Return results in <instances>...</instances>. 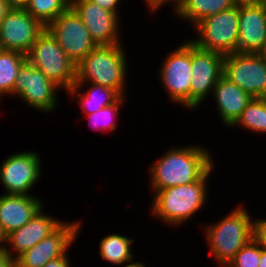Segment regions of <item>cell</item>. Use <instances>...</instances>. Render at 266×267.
<instances>
[{
    "instance_id": "obj_9",
    "label": "cell",
    "mask_w": 266,
    "mask_h": 267,
    "mask_svg": "<svg viewBox=\"0 0 266 267\" xmlns=\"http://www.w3.org/2000/svg\"><path fill=\"white\" fill-rule=\"evenodd\" d=\"M165 57L159 75L169 100L190 110L191 41H184Z\"/></svg>"
},
{
    "instance_id": "obj_30",
    "label": "cell",
    "mask_w": 266,
    "mask_h": 267,
    "mask_svg": "<svg viewBox=\"0 0 266 267\" xmlns=\"http://www.w3.org/2000/svg\"><path fill=\"white\" fill-rule=\"evenodd\" d=\"M94 4H97L99 7L111 11L113 13H116L117 15H120L118 12V4H120L122 0H90Z\"/></svg>"
},
{
    "instance_id": "obj_18",
    "label": "cell",
    "mask_w": 266,
    "mask_h": 267,
    "mask_svg": "<svg viewBox=\"0 0 266 267\" xmlns=\"http://www.w3.org/2000/svg\"><path fill=\"white\" fill-rule=\"evenodd\" d=\"M43 206L41 199L33 195L1 194L0 225L9 235L26 225Z\"/></svg>"
},
{
    "instance_id": "obj_15",
    "label": "cell",
    "mask_w": 266,
    "mask_h": 267,
    "mask_svg": "<svg viewBox=\"0 0 266 267\" xmlns=\"http://www.w3.org/2000/svg\"><path fill=\"white\" fill-rule=\"evenodd\" d=\"M70 7L84 22L97 45L123 44L119 35L120 17L116 13L105 10L90 0H70Z\"/></svg>"
},
{
    "instance_id": "obj_8",
    "label": "cell",
    "mask_w": 266,
    "mask_h": 267,
    "mask_svg": "<svg viewBox=\"0 0 266 267\" xmlns=\"http://www.w3.org/2000/svg\"><path fill=\"white\" fill-rule=\"evenodd\" d=\"M222 75L253 98H266V62L260 53L224 55Z\"/></svg>"
},
{
    "instance_id": "obj_25",
    "label": "cell",
    "mask_w": 266,
    "mask_h": 267,
    "mask_svg": "<svg viewBox=\"0 0 266 267\" xmlns=\"http://www.w3.org/2000/svg\"><path fill=\"white\" fill-rule=\"evenodd\" d=\"M69 7L70 0H29L24 9L46 27Z\"/></svg>"
},
{
    "instance_id": "obj_11",
    "label": "cell",
    "mask_w": 266,
    "mask_h": 267,
    "mask_svg": "<svg viewBox=\"0 0 266 267\" xmlns=\"http://www.w3.org/2000/svg\"><path fill=\"white\" fill-rule=\"evenodd\" d=\"M40 154L33 151L9 155L0 166V183L4 194L30 195L42 172Z\"/></svg>"
},
{
    "instance_id": "obj_31",
    "label": "cell",
    "mask_w": 266,
    "mask_h": 267,
    "mask_svg": "<svg viewBox=\"0 0 266 267\" xmlns=\"http://www.w3.org/2000/svg\"><path fill=\"white\" fill-rule=\"evenodd\" d=\"M70 260L68 254L47 262L43 267H71Z\"/></svg>"
},
{
    "instance_id": "obj_5",
    "label": "cell",
    "mask_w": 266,
    "mask_h": 267,
    "mask_svg": "<svg viewBox=\"0 0 266 267\" xmlns=\"http://www.w3.org/2000/svg\"><path fill=\"white\" fill-rule=\"evenodd\" d=\"M27 60L57 86L68 91L76 82V65L45 29L33 43Z\"/></svg>"
},
{
    "instance_id": "obj_17",
    "label": "cell",
    "mask_w": 266,
    "mask_h": 267,
    "mask_svg": "<svg viewBox=\"0 0 266 267\" xmlns=\"http://www.w3.org/2000/svg\"><path fill=\"white\" fill-rule=\"evenodd\" d=\"M43 209L44 207H42L26 225L11 232L7 236L8 246L6 251L10 257L16 260L21 254L31 249L44 237L53 233L64 222L62 219H57L56 217L46 214ZM13 254H15L16 257H13Z\"/></svg>"
},
{
    "instance_id": "obj_20",
    "label": "cell",
    "mask_w": 266,
    "mask_h": 267,
    "mask_svg": "<svg viewBox=\"0 0 266 267\" xmlns=\"http://www.w3.org/2000/svg\"><path fill=\"white\" fill-rule=\"evenodd\" d=\"M236 4V0H185L174 13L175 17L194 27L202 19L229 10Z\"/></svg>"
},
{
    "instance_id": "obj_3",
    "label": "cell",
    "mask_w": 266,
    "mask_h": 267,
    "mask_svg": "<svg viewBox=\"0 0 266 267\" xmlns=\"http://www.w3.org/2000/svg\"><path fill=\"white\" fill-rule=\"evenodd\" d=\"M214 165L198 180L190 184L159 189L153 194L152 216L173 226H181L195 216L207 202L208 176Z\"/></svg>"
},
{
    "instance_id": "obj_2",
    "label": "cell",
    "mask_w": 266,
    "mask_h": 267,
    "mask_svg": "<svg viewBox=\"0 0 266 267\" xmlns=\"http://www.w3.org/2000/svg\"><path fill=\"white\" fill-rule=\"evenodd\" d=\"M123 44L98 45L76 65V88L87 83L98 84L115 90L126 97L127 62Z\"/></svg>"
},
{
    "instance_id": "obj_33",
    "label": "cell",
    "mask_w": 266,
    "mask_h": 267,
    "mask_svg": "<svg viewBox=\"0 0 266 267\" xmlns=\"http://www.w3.org/2000/svg\"><path fill=\"white\" fill-rule=\"evenodd\" d=\"M10 8L24 9L29 0H6Z\"/></svg>"
},
{
    "instance_id": "obj_1",
    "label": "cell",
    "mask_w": 266,
    "mask_h": 267,
    "mask_svg": "<svg viewBox=\"0 0 266 267\" xmlns=\"http://www.w3.org/2000/svg\"><path fill=\"white\" fill-rule=\"evenodd\" d=\"M204 147L187 145L168 149L151 165L150 185L153 192L198 181L213 165V156Z\"/></svg>"
},
{
    "instance_id": "obj_6",
    "label": "cell",
    "mask_w": 266,
    "mask_h": 267,
    "mask_svg": "<svg viewBox=\"0 0 266 267\" xmlns=\"http://www.w3.org/2000/svg\"><path fill=\"white\" fill-rule=\"evenodd\" d=\"M239 2L231 9L208 16L193 28L197 38L190 41L203 50L228 55L237 52Z\"/></svg>"
},
{
    "instance_id": "obj_36",
    "label": "cell",
    "mask_w": 266,
    "mask_h": 267,
    "mask_svg": "<svg viewBox=\"0 0 266 267\" xmlns=\"http://www.w3.org/2000/svg\"><path fill=\"white\" fill-rule=\"evenodd\" d=\"M258 267H266V249L261 247V257L259 260V266Z\"/></svg>"
},
{
    "instance_id": "obj_34",
    "label": "cell",
    "mask_w": 266,
    "mask_h": 267,
    "mask_svg": "<svg viewBox=\"0 0 266 267\" xmlns=\"http://www.w3.org/2000/svg\"><path fill=\"white\" fill-rule=\"evenodd\" d=\"M10 9L11 8L8 6L6 0H0V23L3 21L4 17Z\"/></svg>"
},
{
    "instance_id": "obj_10",
    "label": "cell",
    "mask_w": 266,
    "mask_h": 267,
    "mask_svg": "<svg viewBox=\"0 0 266 267\" xmlns=\"http://www.w3.org/2000/svg\"><path fill=\"white\" fill-rule=\"evenodd\" d=\"M45 29L75 65L98 46L91 38L84 22L71 7L49 23Z\"/></svg>"
},
{
    "instance_id": "obj_21",
    "label": "cell",
    "mask_w": 266,
    "mask_h": 267,
    "mask_svg": "<svg viewBox=\"0 0 266 267\" xmlns=\"http://www.w3.org/2000/svg\"><path fill=\"white\" fill-rule=\"evenodd\" d=\"M90 84L91 86H89L87 91L82 92L80 88H76L75 86H72L67 91L74 98L77 97L81 110L86 115L114 104L121 97L115 90L94 83Z\"/></svg>"
},
{
    "instance_id": "obj_32",
    "label": "cell",
    "mask_w": 266,
    "mask_h": 267,
    "mask_svg": "<svg viewBox=\"0 0 266 267\" xmlns=\"http://www.w3.org/2000/svg\"><path fill=\"white\" fill-rule=\"evenodd\" d=\"M0 267H16L15 259L10 257L6 250L0 251Z\"/></svg>"
},
{
    "instance_id": "obj_28",
    "label": "cell",
    "mask_w": 266,
    "mask_h": 267,
    "mask_svg": "<svg viewBox=\"0 0 266 267\" xmlns=\"http://www.w3.org/2000/svg\"><path fill=\"white\" fill-rule=\"evenodd\" d=\"M254 238L259 242L262 248L266 249V219L255 218Z\"/></svg>"
},
{
    "instance_id": "obj_13",
    "label": "cell",
    "mask_w": 266,
    "mask_h": 267,
    "mask_svg": "<svg viewBox=\"0 0 266 267\" xmlns=\"http://www.w3.org/2000/svg\"><path fill=\"white\" fill-rule=\"evenodd\" d=\"M82 222H63L53 233L44 237L15 260L16 267H43L67 253L81 231Z\"/></svg>"
},
{
    "instance_id": "obj_35",
    "label": "cell",
    "mask_w": 266,
    "mask_h": 267,
    "mask_svg": "<svg viewBox=\"0 0 266 267\" xmlns=\"http://www.w3.org/2000/svg\"><path fill=\"white\" fill-rule=\"evenodd\" d=\"M7 234L0 225V251L7 248ZM6 244V245H5Z\"/></svg>"
},
{
    "instance_id": "obj_24",
    "label": "cell",
    "mask_w": 266,
    "mask_h": 267,
    "mask_svg": "<svg viewBox=\"0 0 266 267\" xmlns=\"http://www.w3.org/2000/svg\"><path fill=\"white\" fill-rule=\"evenodd\" d=\"M238 125L251 132L266 133V98H252L231 127Z\"/></svg>"
},
{
    "instance_id": "obj_19",
    "label": "cell",
    "mask_w": 266,
    "mask_h": 267,
    "mask_svg": "<svg viewBox=\"0 0 266 267\" xmlns=\"http://www.w3.org/2000/svg\"><path fill=\"white\" fill-rule=\"evenodd\" d=\"M212 97L215 99L221 122L230 128L253 98L223 75L215 84Z\"/></svg>"
},
{
    "instance_id": "obj_26",
    "label": "cell",
    "mask_w": 266,
    "mask_h": 267,
    "mask_svg": "<svg viewBox=\"0 0 266 267\" xmlns=\"http://www.w3.org/2000/svg\"><path fill=\"white\" fill-rule=\"evenodd\" d=\"M125 97H120L114 104L103 107L97 112H94L89 115H85L89 121V127L91 126L92 130L95 131H111L114 132L116 130L115 120L114 118L119 117L120 106L124 105Z\"/></svg>"
},
{
    "instance_id": "obj_37",
    "label": "cell",
    "mask_w": 266,
    "mask_h": 267,
    "mask_svg": "<svg viewBox=\"0 0 266 267\" xmlns=\"http://www.w3.org/2000/svg\"><path fill=\"white\" fill-rule=\"evenodd\" d=\"M123 267H145V264H143L141 261H137V262H131V263H127V265L123 266Z\"/></svg>"
},
{
    "instance_id": "obj_7",
    "label": "cell",
    "mask_w": 266,
    "mask_h": 267,
    "mask_svg": "<svg viewBox=\"0 0 266 267\" xmlns=\"http://www.w3.org/2000/svg\"><path fill=\"white\" fill-rule=\"evenodd\" d=\"M59 89L40 69L26 60L19 69L12 96L16 95L33 109L51 114L59 104L56 96Z\"/></svg>"
},
{
    "instance_id": "obj_14",
    "label": "cell",
    "mask_w": 266,
    "mask_h": 267,
    "mask_svg": "<svg viewBox=\"0 0 266 267\" xmlns=\"http://www.w3.org/2000/svg\"><path fill=\"white\" fill-rule=\"evenodd\" d=\"M44 30L45 26L25 9L11 8L0 23L1 47L27 55Z\"/></svg>"
},
{
    "instance_id": "obj_39",
    "label": "cell",
    "mask_w": 266,
    "mask_h": 267,
    "mask_svg": "<svg viewBox=\"0 0 266 267\" xmlns=\"http://www.w3.org/2000/svg\"><path fill=\"white\" fill-rule=\"evenodd\" d=\"M260 54L263 57L264 61L266 62V43L264 45L263 50L260 52Z\"/></svg>"
},
{
    "instance_id": "obj_4",
    "label": "cell",
    "mask_w": 266,
    "mask_h": 267,
    "mask_svg": "<svg viewBox=\"0 0 266 267\" xmlns=\"http://www.w3.org/2000/svg\"><path fill=\"white\" fill-rule=\"evenodd\" d=\"M219 222L205 227L210 254L221 267H226L235 254L252 238L254 223L249 212L240 204Z\"/></svg>"
},
{
    "instance_id": "obj_16",
    "label": "cell",
    "mask_w": 266,
    "mask_h": 267,
    "mask_svg": "<svg viewBox=\"0 0 266 267\" xmlns=\"http://www.w3.org/2000/svg\"><path fill=\"white\" fill-rule=\"evenodd\" d=\"M237 52L260 53L266 43V13L256 1L239 2Z\"/></svg>"
},
{
    "instance_id": "obj_23",
    "label": "cell",
    "mask_w": 266,
    "mask_h": 267,
    "mask_svg": "<svg viewBox=\"0 0 266 267\" xmlns=\"http://www.w3.org/2000/svg\"><path fill=\"white\" fill-rule=\"evenodd\" d=\"M27 56L16 51L2 50L0 52V98L11 95L16 78Z\"/></svg>"
},
{
    "instance_id": "obj_40",
    "label": "cell",
    "mask_w": 266,
    "mask_h": 267,
    "mask_svg": "<svg viewBox=\"0 0 266 267\" xmlns=\"http://www.w3.org/2000/svg\"><path fill=\"white\" fill-rule=\"evenodd\" d=\"M252 1V0H238V2Z\"/></svg>"
},
{
    "instance_id": "obj_29",
    "label": "cell",
    "mask_w": 266,
    "mask_h": 267,
    "mask_svg": "<svg viewBox=\"0 0 266 267\" xmlns=\"http://www.w3.org/2000/svg\"><path fill=\"white\" fill-rule=\"evenodd\" d=\"M144 2L147 4L146 6H148L147 8L150 9L151 13L156 12L157 9L159 10L160 7L163 6L165 3L169 4L170 2L171 4V2H173V11H175L182 4V0H144Z\"/></svg>"
},
{
    "instance_id": "obj_22",
    "label": "cell",
    "mask_w": 266,
    "mask_h": 267,
    "mask_svg": "<svg viewBox=\"0 0 266 267\" xmlns=\"http://www.w3.org/2000/svg\"><path fill=\"white\" fill-rule=\"evenodd\" d=\"M99 254L105 262L112 265L121 266L124 263H131L134 255L132 254V245L134 238H129L122 234H109L100 241Z\"/></svg>"
},
{
    "instance_id": "obj_38",
    "label": "cell",
    "mask_w": 266,
    "mask_h": 267,
    "mask_svg": "<svg viewBox=\"0 0 266 267\" xmlns=\"http://www.w3.org/2000/svg\"><path fill=\"white\" fill-rule=\"evenodd\" d=\"M261 7L263 8V11L266 13V0H256Z\"/></svg>"
},
{
    "instance_id": "obj_27",
    "label": "cell",
    "mask_w": 266,
    "mask_h": 267,
    "mask_svg": "<svg viewBox=\"0 0 266 267\" xmlns=\"http://www.w3.org/2000/svg\"><path fill=\"white\" fill-rule=\"evenodd\" d=\"M261 257V246L252 238L233 257L226 267H258Z\"/></svg>"
},
{
    "instance_id": "obj_12",
    "label": "cell",
    "mask_w": 266,
    "mask_h": 267,
    "mask_svg": "<svg viewBox=\"0 0 266 267\" xmlns=\"http://www.w3.org/2000/svg\"><path fill=\"white\" fill-rule=\"evenodd\" d=\"M224 55L198 48L191 42L190 110L200 107L223 73Z\"/></svg>"
}]
</instances>
